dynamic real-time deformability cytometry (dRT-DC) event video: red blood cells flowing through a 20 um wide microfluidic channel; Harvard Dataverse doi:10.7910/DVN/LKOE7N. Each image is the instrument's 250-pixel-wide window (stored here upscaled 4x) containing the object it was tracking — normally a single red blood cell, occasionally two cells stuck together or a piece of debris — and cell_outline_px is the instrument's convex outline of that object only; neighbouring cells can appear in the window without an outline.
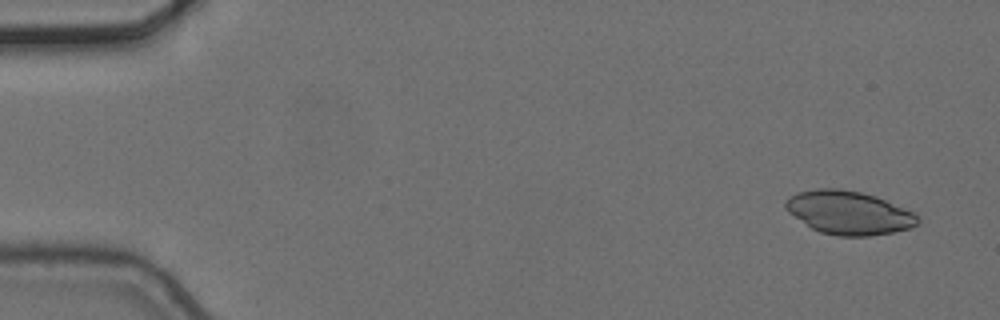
{"species": "common noctule bat (a hibernating species)", "species_latin": "Nyctalus noctula", "temperature_condition": "cold", "stored_images_in_passage": 7, "camera_frame_rate_fps": 3000, "um_per_image_px": 0.085, "animal": {"sex": "female", "body_mass_g": 24.6, "forearm_length_mm": 56.2}, "frame": {"image": 1, "passage_image": 1, "time_ms": 0.0, "image_size_px": [1000, 320], "cell_outline_px": [[920, 220], [916, 224], [908, 228], [892, 232], [868, 236], [840, 236], [820, 232], [812, 228], [788, 212], [784, 208], [784, 204], [788, 196], [796, 192], [816, 188], [840, 188], [860, 192], [876, 196], [912, 212]], "centroid_in_image_um": [72.08, 18.06], "position_along_channel_um": 12.9, "area_um2": 33.23}}